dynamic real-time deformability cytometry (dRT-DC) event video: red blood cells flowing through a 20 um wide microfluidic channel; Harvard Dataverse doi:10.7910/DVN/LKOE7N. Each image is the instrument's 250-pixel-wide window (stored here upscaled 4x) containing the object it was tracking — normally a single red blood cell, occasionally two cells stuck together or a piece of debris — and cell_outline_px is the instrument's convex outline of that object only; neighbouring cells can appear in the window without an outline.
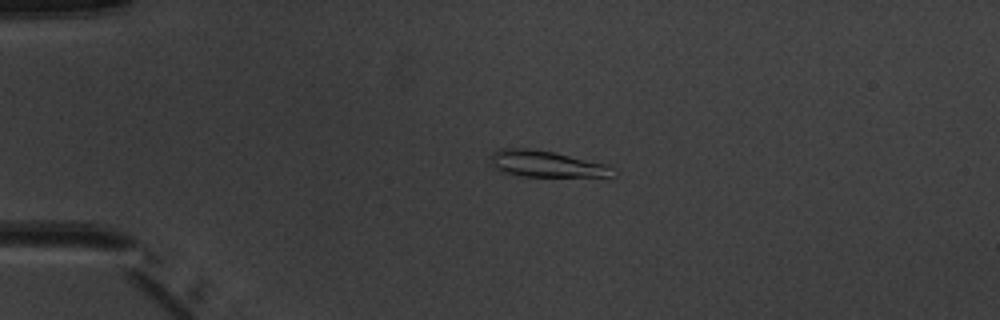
{"species": "common noctule bat (a hibernating species)", "species_latin": "Nyctalus noctula", "temperature_condition": "warm", "stored_images_in_passage": 4, "camera_frame_rate_fps": 3000, "um_per_image_px": 0.085, "animal": {"sex": "male", "body_mass_g": 20.1, "forearm_length_mm": 53.5}, "frame": {"image": 1, "passage_image": 3, "time_ms": 2.333, "image_size_px": [1000, 320], "cell_outline_px": [[616, 176], [520, 176], [500, 172], [492, 164], [492, 152], [500, 148], [528, 148], [552, 152], [608, 164], [616, 168]], "centroid_in_image_um": [46.47, 13.94], "position_along_channel_um": 38.5, "area_um2": 18.79}}